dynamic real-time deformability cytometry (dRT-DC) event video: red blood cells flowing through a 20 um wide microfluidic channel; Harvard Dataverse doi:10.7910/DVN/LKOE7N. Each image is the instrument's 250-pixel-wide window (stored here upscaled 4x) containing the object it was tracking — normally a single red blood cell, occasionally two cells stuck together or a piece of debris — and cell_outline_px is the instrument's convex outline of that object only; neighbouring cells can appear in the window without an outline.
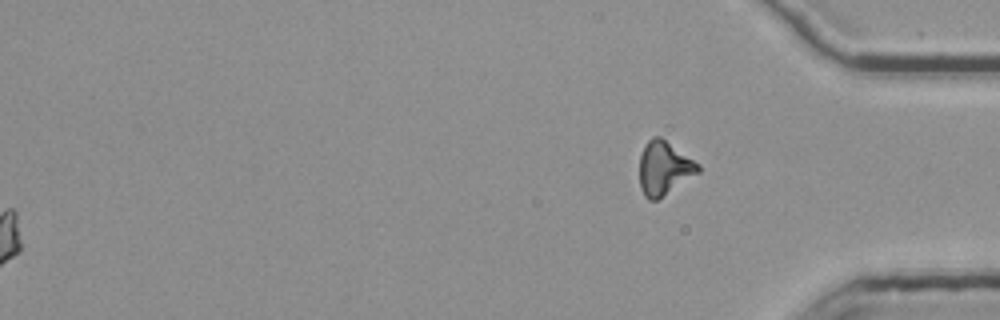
{"species": "common noctule bat (a hibernating species)", "species_latin": "Nyctalus noctula", "temperature_condition": "room temperature", "stored_images_in_passage": 55, "segment_of_instrument_passage": [3, 3], "camera_frame_rate_fps": 3000, "um_per_image_px": 0.085, "animal": {"sex": "female", "body_mass_g": 25.1}, "frame": {"image": 1, "passage_image": 55, "time_ms": 18.0, "image_size_px": [1000, 320], "cell_outline_px": [[700, 172], [656, 200], [648, 200], [644, 196], [640, 188], [640, 156], [644, 144], [652, 136], [660, 136], [700, 164]], "centroid_in_image_um": [56.44, 14.28], "position_along_channel_um": 378.8, "area_um2": 18.32}}